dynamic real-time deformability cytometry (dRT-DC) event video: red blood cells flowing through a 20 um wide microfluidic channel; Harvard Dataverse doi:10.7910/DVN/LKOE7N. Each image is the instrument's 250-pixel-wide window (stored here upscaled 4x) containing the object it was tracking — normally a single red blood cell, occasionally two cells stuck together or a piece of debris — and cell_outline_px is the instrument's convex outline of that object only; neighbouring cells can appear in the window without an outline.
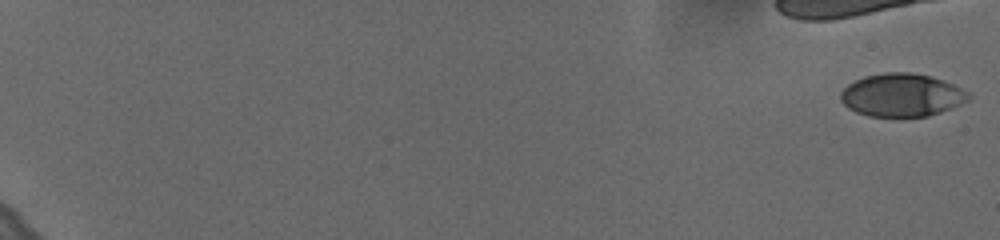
{"species": "human", "species_latin": "Homo sapiens", "temperature_condition": "cold", "stored_images_in_passage": 12, "camera_frame_rate_fps": 3000, "um_per_image_px": 0.085, "donor": {"sex": "female"}, "frame": {"image": 1, "passage_image": 1, "time_ms": 0.0, "image_size_px": [1000, 240], "cell_outline_px": [[972, 96], [968, 100], [952, 108], [928, 116], [868, 116], [856, 112], [848, 108], [840, 100], [840, 92], [848, 84], [864, 76], [884, 72], [908, 72], [928, 76], [944, 80], [968, 92]], "centroid_in_image_um": [76.63, 8.08], "position_along_channel_um": 8.4, "area_um2": 31.96}}